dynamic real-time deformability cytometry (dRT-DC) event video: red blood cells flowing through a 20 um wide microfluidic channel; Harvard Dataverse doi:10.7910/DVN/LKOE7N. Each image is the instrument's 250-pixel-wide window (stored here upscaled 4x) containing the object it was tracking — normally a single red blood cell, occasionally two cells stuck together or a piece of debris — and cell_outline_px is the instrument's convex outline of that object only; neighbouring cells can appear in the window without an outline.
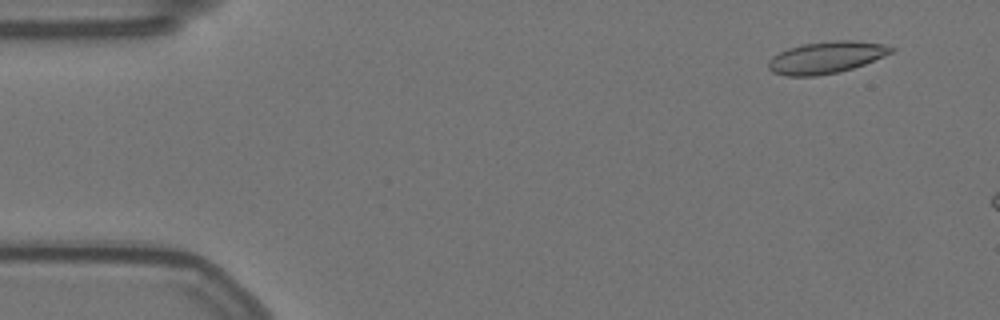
{"species": "Egyptian fruit bat (a non-hibernating species)", "species_latin": "Rousettus aegyptiacus", "temperature_condition": "warm", "stored_images_in_passage": 10, "camera_frame_rate_fps": 3000, "um_per_image_px": 0.085, "animal": {"sex": "female"}, "frame": {"image": 1, "passage_image": 4, "time_ms": 1.0, "image_size_px": [1000, 320], "cell_outline_px": [[896, 48], [892, 52], [884, 56], [864, 64], [840, 72], [816, 76], [784, 76], [772, 72], [768, 68], [768, 60], [772, 56], [788, 48], [800, 44], [836, 40], [856, 40], [884, 44]], "centroid_in_image_um": [70.21, 4.88], "position_along_channel_um": 14.8, "area_um2": 23.0}}